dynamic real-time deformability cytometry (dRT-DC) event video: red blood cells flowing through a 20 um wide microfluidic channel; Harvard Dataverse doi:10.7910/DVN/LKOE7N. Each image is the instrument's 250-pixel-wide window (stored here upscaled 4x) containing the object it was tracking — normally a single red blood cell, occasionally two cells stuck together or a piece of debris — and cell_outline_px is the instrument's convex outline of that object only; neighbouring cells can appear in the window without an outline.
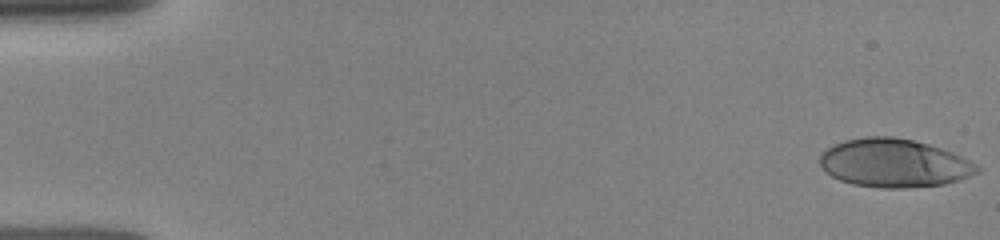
{"species": "human", "species_latin": "Homo sapiens", "temperature_condition": "room temperature", "stored_images_in_passage": 24, "camera_frame_rate_fps": 3000, "um_per_image_px": 0.085, "donor": {"sex": "female"}, "frame": {"image": 1, "passage_image": 1, "time_ms": 0.0, "image_size_px": [1000, 240], "cell_outline_px": [[980, 172], [944, 184], [908, 188], [880, 188], [852, 184], [840, 180], [832, 176], [820, 164], [820, 152], [844, 140], [864, 136], [892, 136], [912, 140], [928, 144], [952, 152], [976, 164], [980, 168]], "centroid_in_image_um": [75.98, 13.86], "position_along_channel_um": 9.0, "area_um2": 44.16}}
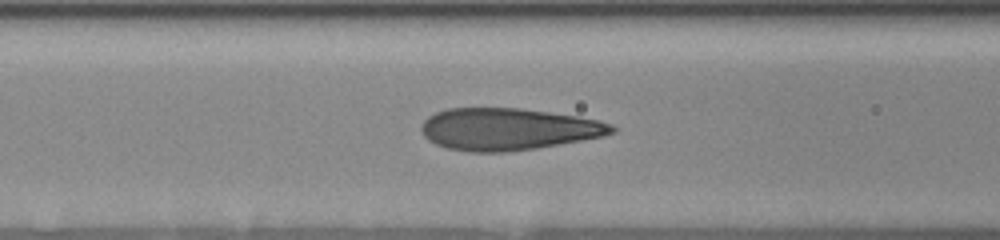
{"frame": {"image": 2, "passage_image": 21, "time_ms": 6.333, "image_size_px": [1000, 240], "cell_outline_px": [[616, 132], [604, 136], [536, 148], [504, 152], [468, 152], [448, 148], [436, 144], [428, 140], [420, 132], [420, 128], [424, 120], [428, 116], [436, 112], [448, 108], [520, 108], [576, 116], [600, 120], [612, 124], [616, 128]], "centroid_in_image_um": [43.17, 10.97], "position_along_channel_um": 123.4, "area_um2": 46.7}}
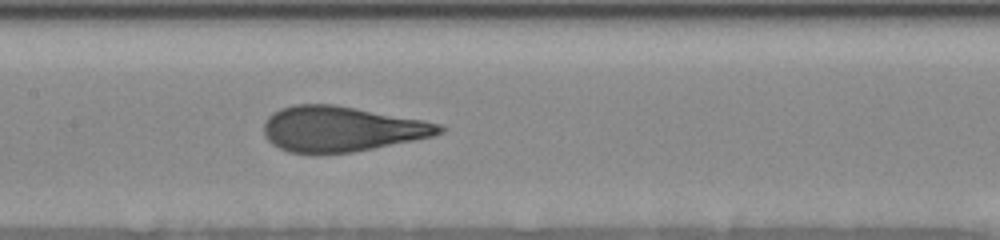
{"frame": {"image": 3, "passage_image": 24, "time_ms": 7.667, "image_size_px": [1000, 240], "cell_outline_px": [[444, 132], [432, 136], [352, 152], [288, 152], [272, 144], [264, 136], [264, 120], [272, 112], [280, 108], [296, 104], [336, 104], [424, 120], [440, 124], [444, 128]], "centroid_in_image_um": [28.99, 10.93], "position_along_channel_um": 178.4, "area_um2": 46.01}}